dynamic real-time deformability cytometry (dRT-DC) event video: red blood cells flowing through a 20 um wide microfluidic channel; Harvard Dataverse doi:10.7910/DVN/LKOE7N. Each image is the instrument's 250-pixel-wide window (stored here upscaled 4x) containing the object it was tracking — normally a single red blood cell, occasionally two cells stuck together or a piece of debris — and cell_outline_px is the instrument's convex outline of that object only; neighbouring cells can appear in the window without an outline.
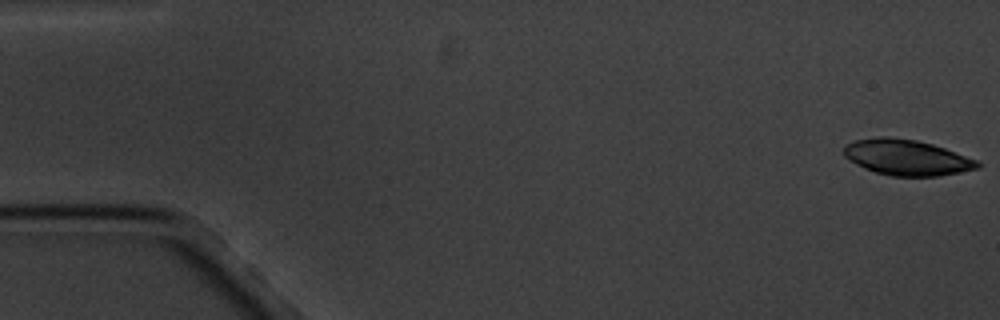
{"species": "common noctule bat (a hibernating species)", "species_latin": "Nyctalus noctula", "temperature_condition": "cold", "stored_images_in_passage": 5, "camera_frame_rate_fps": 3000, "um_per_image_px": 0.085, "animal": {"sex": "male", "body_mass_g": 20.1, "forearm_length_mm": 53.5}, "frame": {"image": 1, "passage_image": 1, "time_ms": 0.0, "image_size_px": [1000, 320], "cell_outline_px": [[980, 168], [940, 176], [892, 176], [876, 172], [864, 168], [848, 160], [844, 156], [844, 148], [848, 144], [856, 140], [880, 136], [888, 136], [916, 140], [932, 144], [944, 148], [976, 160], [980, 164]], "centroid_in_image_um": [77.06, 13.38], "position_along_channel_um": 7.9, "area_um2": 27.63}}
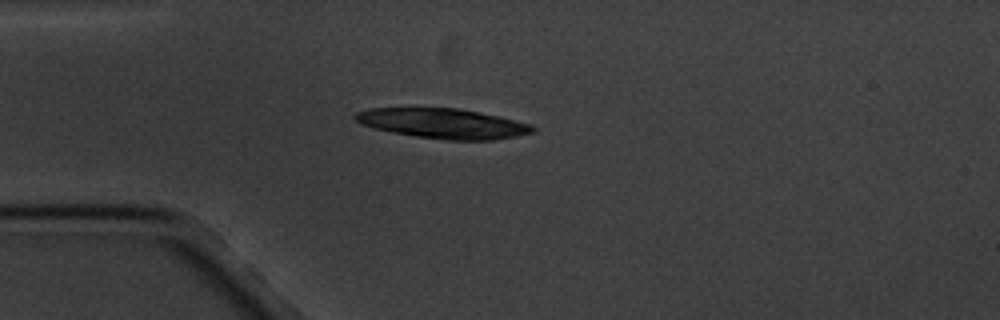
{"frame": {"image": 2, "passage_image": 5, "time_ms": 4.667, "image_size_px": [1000, 320], "cell_outline_px": [[536, 128], [532, 132], [516, 136], [492, 140], [448, 140], [416, 136], [392, 132], [376, 128], [364, 124], [356, 120], [352, 116], [356, 112], [372, 108], [460, 108], [532, 124]], "centroid_in_image_um": [37.67, 10.49], "position_along_channel_um": 47.3, "area_um2": 30.58}}